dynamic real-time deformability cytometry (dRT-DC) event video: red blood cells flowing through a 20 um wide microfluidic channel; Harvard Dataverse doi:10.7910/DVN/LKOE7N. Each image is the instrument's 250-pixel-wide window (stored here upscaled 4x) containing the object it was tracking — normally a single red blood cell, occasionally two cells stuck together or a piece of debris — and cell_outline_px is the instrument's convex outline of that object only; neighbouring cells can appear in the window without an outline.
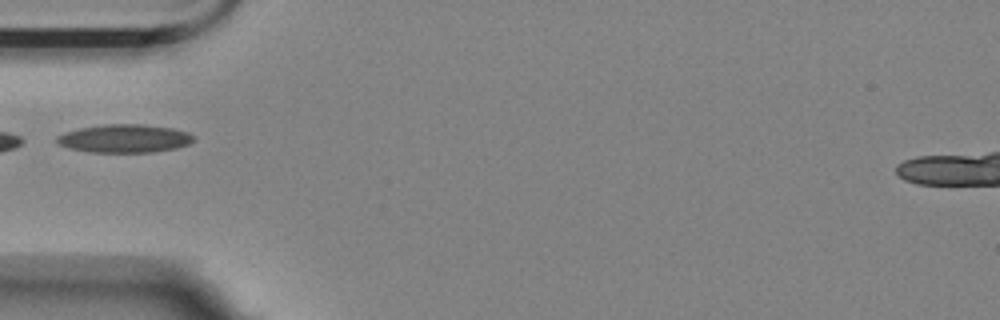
{"species": "Egyptian fruit bat (a non-hibernating species)", "species_latin": "Rousettus aegyptiacus", "temperature_condition": "room temperature", "stored_images_in_passage": 17, "camera_frame_rate_fps": 3000, "um_per_image_px": 0.085, "animal": {"sex": "female"}, "frame": {"image": 1, "passage_image": 1, "time_ms": 0.0, "image_size_px": [1000, 320], "cell_outline_px": [[196, 140], [188, 144], [176, 148], [152, 152], [88, 152], [68, 148], [60, 144], [56, 140], [56, 136], [64, 132], [80, 128], [104, 124], [144, 124], [172, 128], [188, 132]], "centroid_in_image_um": [10.58, 11.77], "position_along_channel_um": 74.4, "area_um2": 22.54}}